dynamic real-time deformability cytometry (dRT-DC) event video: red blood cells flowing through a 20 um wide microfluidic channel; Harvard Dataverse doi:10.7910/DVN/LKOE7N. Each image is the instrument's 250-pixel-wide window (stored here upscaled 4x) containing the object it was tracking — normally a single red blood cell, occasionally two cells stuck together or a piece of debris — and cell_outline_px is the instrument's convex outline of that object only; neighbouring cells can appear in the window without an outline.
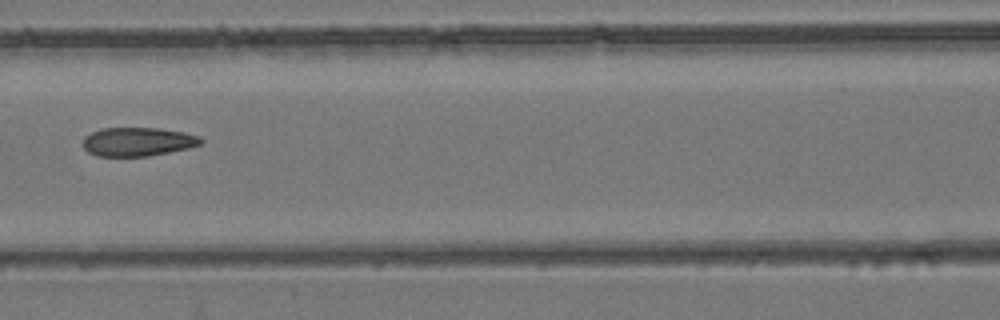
{"species": "common noctule bat (a hibernating species)", "species_latin": "Nyctalus noctula", "temperature_condition": "room temperature", "stored_images_in_passage": 7, "camera_frame_rate_fps": 3000, "um_per_image_px": 0.085, "animal": {"sex": "female", "body_mass_g": 24.6, "forearm_length_mm": 56.2}, "frame": {"image": 1, "passage_image": 7, "time_ms": 6.667, "image_size_px": [1000, 320], "cell_outline_px": [[204, 140], [200, 144], [188, 148], [148, 156], [96, 156], [88, 152], [84, 148], [84, 136], [100, 128], [160, 128], [200, 136]], "centroid_in_image_um": [11.69, 12.04], "position_along_channel_um": 154.9, "area_um2": 19.65}}